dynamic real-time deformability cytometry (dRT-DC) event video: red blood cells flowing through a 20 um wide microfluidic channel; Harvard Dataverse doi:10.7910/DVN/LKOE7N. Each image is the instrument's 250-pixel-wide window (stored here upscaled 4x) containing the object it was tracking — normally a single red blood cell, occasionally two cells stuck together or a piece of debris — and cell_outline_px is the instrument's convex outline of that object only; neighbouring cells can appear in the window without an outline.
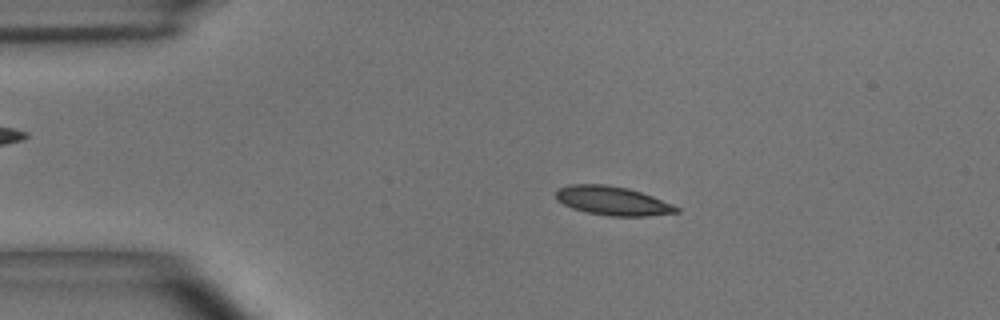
{"species": "common noctule bat (a hibernating species)", "species_latin": "Nyctalus noctula", "temperature_condition": "room temperature", "stored_images_in_passage": 50, "camera_frame_rate_fps": 3000, "um_per_image_px": 0.085, "animal": {"sex": "male", "body_mass_g": 15.6}, "frame": {"image": 1, "passage_image": 6, "time_ms": 1.667, "image_size_px": [1000, 320], "cell_outline_px": [[680, 212], [648, 216], [608, 216], [588, 212], [572, 208], [556, 200], [556, 188], [568, 184], [604, 184], [628, 188], [652, 196], [672, 204], [680, 208]], "centroid_in_image_um": [52.05, 17.06], "position_along_channel_um": 33.0, "area_um2": 20.35}}
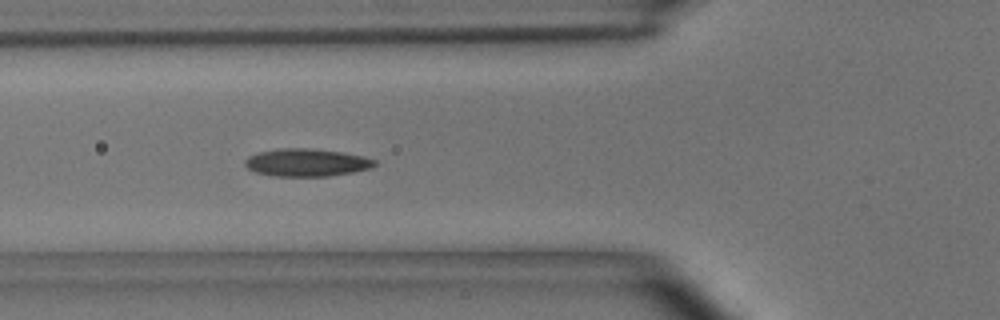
{"frame": {"image": 2, "passage_image": 15, "time_ms": 4.667, "image_size_px": [1000, 320], "cell_outline_px": [[376, 164], [372, 168], [352, 172], [328, 176], [272, 176], [256, 172], [248, 168], [244, 164], [244, 160], [248, 156], [256, 152], [280, 148], [312, 148], [340, 152], [364, 156], [376, 160]], "centroid_in_image_um": [26.04, 13.81], "position_along_channel_um": 99.8, "area_um2": 21.04}}
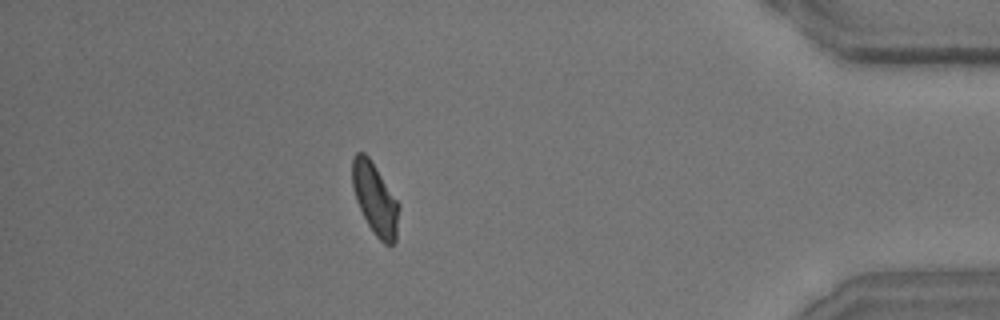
{"frame": {"image": 3, "passage_image": 44, "time_ms": 14.333, "image_size_px": [1000, 320], "cell_outline_px": [[400, 208], [396, 240], [392, 244], [384, 244], [376, 236], [368, 224], [356, 200], [352, 188], [352, 160], [356, 152], [364, 152], [368, 156], [400, 204]], "centroid_in_image_um": [31.89, 16.91], "position_along_channel_um": 403.3, "area_um2": 19.36}, "authors_computed_cell_mechanics": {"area_um2": 20.0277, "velocity_mm_per_s": 3.6014, "shape_relaxation_time_tau1_ms": 4.9585, "shape_relaxation_time_tau2_ms": 2.3485, "deformation_change_tau1": 0.1235, "deformation_change_tau2": 0.0825}}